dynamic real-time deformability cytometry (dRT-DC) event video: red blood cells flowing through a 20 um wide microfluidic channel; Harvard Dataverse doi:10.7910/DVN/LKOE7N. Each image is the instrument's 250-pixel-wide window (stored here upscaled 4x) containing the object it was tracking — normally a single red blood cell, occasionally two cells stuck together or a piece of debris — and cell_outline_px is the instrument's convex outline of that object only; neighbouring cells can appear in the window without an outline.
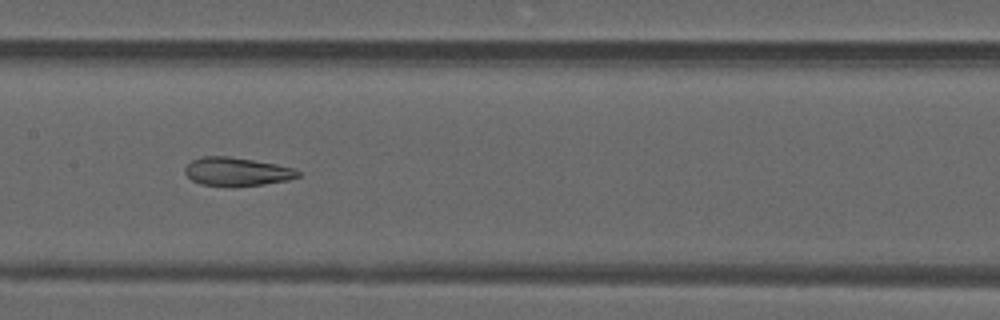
{"species": "common noctule bat (a hibernating species)", "species_latin": "Nyctalus noctula", "temperature_condition": "warm", "stored_images_in_passage": 35, "camera_frame_rate_fps": 3000, "um_per_image_px": 0.085, "animal": {"sex": "male", "forearm_length_mm": 52.5}, "frame": {"image": 1, "passage_image": 11, "time_ms": 3.333, "image_size_px": [1000, 320], "cell_outline_px": [[300, 176], [288, 180], [264, 184], [200, 184], [192, 180], [184, 172], [184, 168], [192, 160], [204, 156], [228, 156], [276, 164], [292, 168], [300, 172]], "centroid_in_image_um": [20.12, 14.56], "position_along_channel_um": 187.3, "area_um2": 18.03}}
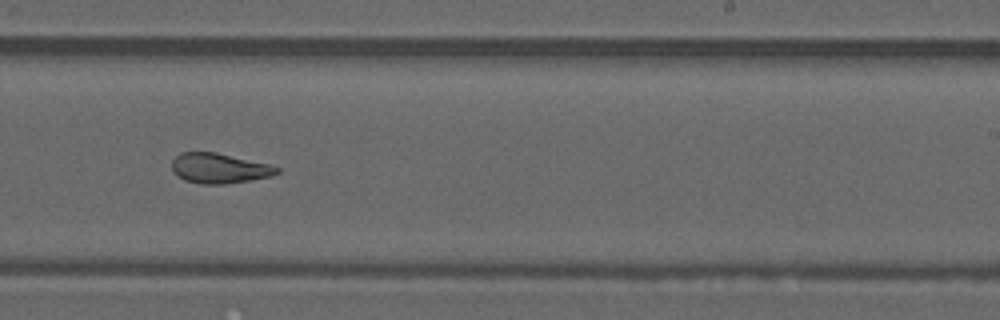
{"frame": {"image": 2, "passage_image": 17, "time_ms": 5.333, "image_size_px": [1000, 320], "cell_outline_px": [[280, 172], [272, 176], [224, 184], [204, 184], [184, 180], [176, 176], [172, 172], [172, 160], [180, 152], [216, 152], [268, 164], [280, 168]], "centroid_in_image_um": [18.6, 14.3], "position_along_channel_um": 270.4, "area_um2": 18.38}}
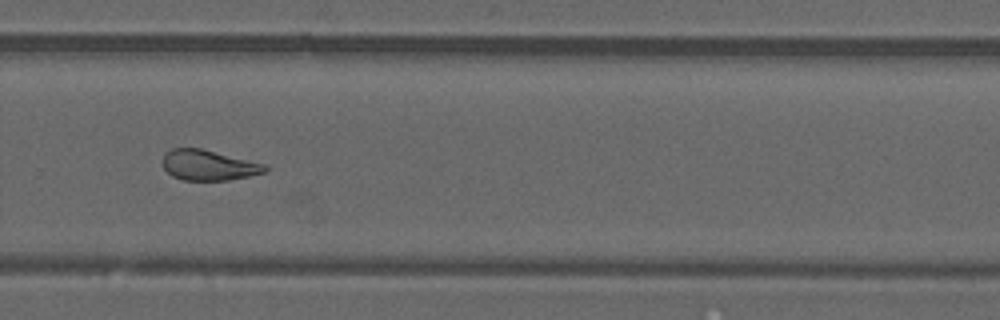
{"frame": {"image": 3, "passage_image": 20, "time_ms": 6.333, "image_size_px": [1000, 320], "cell_outline_px": [[268, 168], [264, 172], [248, 176], [228, 180], [184, 180], [172, 176], [164, 168], [164, 152], [172, 148], [200, 148], [268, 164]], "centroid_in_image_um": [17.75, 14.03], "position_along_channel_um": 312.1, "area_um2": 18.09}, "authors_computed_cell_mechanics": {"area_um2": 19.7098, "velocity_mm_per_s": 4.1827, "shape_relaxation_time_tau1_ms": null, "shape_relaxation_time_tau2_ms": 2.069, "deformation_change_tau1": null, "deformation_change_tau2": 0.1095}}